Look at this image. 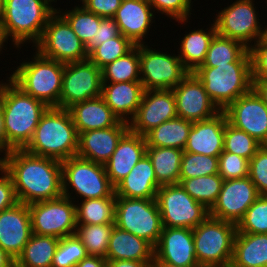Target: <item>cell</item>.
Returning <instances> with one entry per match:
<instances>
[{"label":"cell","mask_w":267,"mask_h":267,"mask_svg":"<svg viewBox=\"0 0 267 267\" xmlns=\"http://www.w3.org/2000/svg\"><path fill=\"white\" fill-rule=\"evenodd\" d=\"M4 155L0 166L10 175L18 202L30 205L63 196L61 161L24 149H13Z\"/></svg>","instance_id":"cell-1"},{"label":"cell","mask_w":267,"mask_h":267,"mask_svg":"<svg viewBox=\"0 0 267 267\" xmlns=\"http://www.w3.org/2000/svg\"><path fill=\"white\" fill-rule=\"evenodd\" d=\"M23 149L34 155L59 161L77 156L78 133L69 110L49 107Z\"/></svg>","instance_id":"cell-2"},{"label":"cell","mask_w":267,"mask_h":267,"mask_svg":"<svg viewBox=\"0 0 267 267\" xmlns=\"http://www.w3.org/2000/svg\"><path fill=\"white\" fill-rule=\"evenodd\" d=\"M3 86L2 110L6 133V152L23 149L31 140L42 115L49 108L45 103L23 92L10 79Z\"/></svg>","instance_id":"cell-3"},{"label":"cell","mask_w":267,"mask_h":267,"mask_svg":"<svg viewBox=\"0 0 267 267\" xmlns=\"http://www.w3.org/2000/svg\"><path fill=\"white\" fill-rule=\"evenodd\" d=\"M35 53L34 59L22 62L9 79L23 92L48 107L60 108L65 64L43 57L37 51Z\"/></svg>","instance_id":"cell-4"},{"label":"cell","mask_w":267,"mask_h":267,"mask_svg":"<svg viewBox=\"0 0 267 267\" xmlns=\"http://www.w3.org/2000/svg\"><path fill=\"white\" fill-rule=\"evenodd\" d=\"M193 73L202 82L210 100L220 111L225 110L253 87L251 62L198 67Z\"/></svg>","instance_id":"cell-5"},{"label":"cell","mask_w":267,"mask_h":267,"mask_svg":"<svg viewBox=\"0 0 267 267\" xmlns=\"http://www.w3.org/2000/svg\"><path fill=\"white\" fill-rule=\"evenodd\" d=\"M52 0H4L3 23L7 37L21 48L25 42L40 40L43 30L56 11Z\"/></svg>","instance_id":"cell-6"},{"label":"cell","mask_w":267,"mask_h":267,"mask_svg":"<svg viewBox=\"0 0 267 267\" xmlns=\"http://www.w3.org/2000/svg\"><path fill=\"white\" fill-rule=\"evenodd\" d=\"M236 232V224L210 215L193 228L198 264L201 267L230 266Z\"/></svg>","instance_id":"cell-7"},{"label":"cell","mask_w":267,"mask_h":267,"mask_svg":"<svg viewBox=\"0 0 267 267\" xmlns=\"http://www.w3.org/2000/svg\"><path fill=\"white\" fill-rule=\"evenodd\" d=\"M63 196L71 199L72 191L80 198L93 199L111 197L115 187L106 174L104 164L96 163L78 156L61 161Z\"/></svg>","instance_id":"cell-8"},{"label":"cell","mask_w":267,"mask_h":267,"mask_svg":"<svg viewBox=\"0 0 267 267\" xmlns=\"http://www.w3.org/2000/svg\"><path fill=\"white\" fill-rule=\"evenodd\" d=\"M115 226L155 247L163 229L156 199L116 197Z\"/></svg>","instance_id":"cell-9"},{"label":"cell","mask_w":267,"mask_h":267,"mask_svg":"<svg viewBox=\"0 0 267 267\" xmlns=\"http://www.w3.org/2000/svg\"><path fill=\"white\" fill-rule=\"evenodd\" d=\"M33 47L43 57L64 64L88 59L86 46L57 10L50 16L40 40Z\"/></svg>","instance_id":"cell-10"},{"label":"cell","mask_w":267,"mask_h":267,"mask_svg":"<svg viewBox=\"0 0 267 267\" xmlns=\"http://www.w3.org/2000/svg\"><path fill=\"white\" fill-rule=\"evenodd\" d=\"M156 201L163 227L193 229L209 216V210L193 199L180 184L161 185Z\"/></svg>","instance_id":"cell-11"},{"label":"cell","mask_w":267,"mask_h":267,"mask_svg":"<svg viewBox=\"0 0 267 267\" xmlns=\"http://www.w3.org/2000/svg\"><path fill=\"white\" fill-rule=\"evenodd\" d=\"M140 44V81L144 90L175 88L190 72L183 66L179 56L158 51Z\"/></svg>","instance_id":"cell-12"},{"label":"cell","mask_w":267,"mask_h":267,"mask_svg":"<svg viewBox=\"0 0 267 267\" xmlns=\"http://www.w3.org/2000/svg\"><path fill=\"white\" fill-rule=\"evenodd\" d=\"M73 199L75 198L61 196L28 205L32 233L59 239L74 235L77 224L76 205Z\"/></svg>","instance_id":"cell-13"},{"label":"cell","mask_w":267,"mask_h":267,"mask_svg":"<svg viewBox=\"0 0 267 267\" xmlns=\"http://www.w3.org/2000/svg\"><path fill=\"white\" fill-rule=\"evenodd\" d=\"M253 0H237L230 6L219 11L214 24L217 34L237 40L250 49L263 37L264 29L261 28ZM251 43V44H250Z\"/></svg>","instance_id":"cell-14"},{"label":"cell","mask_w":267,"mask_h":267,"mask_svg":"<svg viewBox=\"0 0 267 267\" xmlns=\"http://www.w3.org/2000/svg\"><path fill=\"white\" fill-rule=\"evenodd\" d=\"M102 72L89 59L66 63L63 72L60 108L101 96Z\"/></svg>","instance_id":"cell-15"},{"label":"cell","mask_w":267,"mask_h":267,"mask_svg":"<svg viewBox=\"0 0 267 267\" xmlns=\"http://www.w3.org/2000/svg\"><path fill=\"white\" fill-rule=\"evenodd\" d=\"M259 196L256 186L249 177L224 180L218 199L209 210V215L237 225Z\"/></svg>","instance_id":"cell-16"},{"label":"cell","mask_w":267,"mask_h":267,"mask_svg":"<svg viewBox=\"0 0 267 267\" xmlns=\"http://www.w3.org/2000/svg\"><path fill=\"white\" fill-rule=\"evenodd\" d=\"M178 117L172 89L144 90L136 114L129 119V130L145 136L165 121Z\"/></svg>","instance_id":"cell-17"},{"label":"cell","mask_w":267,"mask_h":267,"mask_svg":"<svg viewBox=\"0 0 267 267\" xmlns=\"http://www.w3.org/2000/svg\"><path fill=\"white\" fill-rule=\"evenodd\" d=\"M223 111L231 125L267 145V105L253 88Z\"/></svg>","instance_id":"cell-18"},{"label":"cell","mask_w":267,"mask_h":267,"mask_svg":"<svg viewBox=\"0 0 267 267\" xmlns=\"http://www.w3.org/2000/svg\"><path fill=\"white\" fill-rule=\"evenodd\" d=\"M177 115L191 122L207 120L220 112L210 100L204 85L190 72L175 88Z\"/></svg>","instance_id":"cell-19"},{"label":"cell","mask_w":267,"mask_h":267,"mask_svg":"<svg viewBox=\"0 0 267 267\" xmlns=\"http://www.w3.org/2000/svg\"><path fill=\"white\" fill-rule=\"evenodd\" d=\"M152 263H167L178 267H201L195 256L193 229L163 227L154 247Z\"/></svg>","instance_id":"cell-20"},{"label":"cell","mask_w":267,"mask_h":267,"mask_svg":"<svg viewBox=\"0 0 267 267\" xmlns=\"http://www.w3.org/2000/svg\"><path fill=\"white\" fill-rule=\"evenodd\" d=\"M29 206L17 202L0 212V247L15 260L32 235Z\"/></svg>","instance_id":"cell-21"},{"label":"cell","mask_w":267,"mask_h":267,"mask_svg":"<svg viewBox=\"0 0 267 267\" xmlns=\"http://www.w3.org/2000/svg\"><path fill=\"white\" fill-rule=\"evenodd\" d=\"M129 130V123L120 120L115 126L89 130L78 134L77 156L105 164L122 136Z\"/></svg>","instance_id":"cell-22"},{"label":"cell","mask_w":267,"mask_h":267,"mask_svg":"<svg viewBox=\"0 0 267 267\" xmlns=\"http://www.w3.org/2000/svg\"><path fill=\"white\" fill-rule=\"evenodd\" d=\"M227 121L226 113L220 111L210 119L193 122L183 151L219 157L223 152Z\"/></svg>","instance_id":"cell-23"},{"label":"cell","mask_w":267,"mask_h":267,"mask_svg":"<svg viewBox=\"0 0 267 267\" xmlns=\"http://www.w3.org/2000/svg\"><path fill=\"white\" fill-rule=\"evenodd\" d=\"M144 136L128 130L119 140L110 159L104 164L106 174L116 187L132 170L136 163L146 154Z\"/></svg>","instance_id":"cell-24"},{"label":"cell","mask_w":267,"mask_h":267,"mask_svg":"<svg viewBox=\"0 0 267 267\" xmlns=\"http://www.w3.org/2000/svg\"><path fill=\"white\" fill-rule=\"evenodd\" d=\"M152 9L147 0H123L113 19L121 34L134 45L144 44L143 39L154 19Z\"/></svg>","instance_id":"cell-25"},{"label":"cell","mask_w":267,"mask_h":267,"mask_svg":"<svg viewBox=\"0 0 267 267\" xmlns=\"http://www.w3.org/2000/svg\"><path fill=\"white\" fill-rule=\"evenodd\" d=\"M143 93L141 81L103 83L101 97L120 120L129 122L128 118L132 119L139 108Z\"/></svg>","instance_id":"cell-26"},{"label":"cell","mask_w":267,"mask_h":267,"mask_svg":"<svg viewBox=\"0 0 267 267\" xmlns=\"http://www.w3.org/2000/svg\"><path fill=\"white\" fill-rule=\"evenodd\" d=\"M160 187L151 160L145 154L115 187V194L116 197L156 199Z\"/></svg>","instance_id":"cell-27"},{"label":"cell","mask_w":267,"mask_h":267,"mask_svg":"<svg viewBox=\"0 0 267 267\" xmlns=\"http://www.w3.org/2000/svg\"><path fill=\"white\" fill-rule=\"evenodd\" d=\"M77 133L115 126L120 119L100 96L73 104L68 108Z\"/></svg>","instance_id":"cell-28"},{"label":"cell","mask_w":267,"mask_h":267,"mask_svg":"<svg viewBox=\"0 0 267 267\" xmlns=\"http://www.w3.org/2000/svg\"><path fill=\"white\" fill-rule=\"evenodd\" d=\"M106 260L153 261L154 247L146 240L114 225Z\"/></svg>","instance_id":"cell-29"},{"label":"cell","mask_w":267,"mask_h":267,"mask_svg":"<svg viewBox=\"0 0 267 267\" xmlns=\"http://www.w3.org/2000/svg\"><path fill=\"white\" fill-rule=\"evenodd\" d=\"M231 267H267V234L236 233Z\"/></svg>","instance_id":"cell-30"},{"label":"cell","mask_w":267,"mask_h":267,"mask_svg":"<svg viewBox=\"0 0 267 267\" xmlns=\"http://www.w3.org/2000/svg\"><path fill=\"white\" fill-rule=\"evenodd\" d=\"M183 150L169 147H146L157 182L160 185L179 184Z\"/></svg>","instance_id":"cell-31"},{"label":"cell","mask_w":267,"mask_h":267,"mask_svg":"<svg viewBox=\"0 0 267 267\" xmlns=\"http://www.w3.org/2000/svg\"><path fill=\"white\" fill-rule=\"evenodd\" d=\"M216 33V27L213 23L208 32L201 28L184 35L178 56L189 72H194L203 64L211 40Z\"/></svg>","instance_id":"cell-32"},{"label":"cell","mask_w":267,"mask_h":267,"mask_svg":"<svg viewBox=\"0 0 267 267\" xmlns=\"http://www.w3.org/2000/svg\"><path fill=\"white\" fill-rule=\"evenodd\" d=\"M192 124L180 117L165 121L144 136L146 145L184 150Z\"/></svg>","instance_id":"cell-33"},{"label":"cell","mask_w":267,"mask_h":267,"mask_svg":"<svg viewBox=\"0 0 267 267\" xmlns=\"http://www.w3.org/2000/svg\"><path fill=\"white\" fill-rule=\"evenodd\" d=\"M232 62H251L249 49L237 40L215 34L199 67H217Z\"/></svg>","instance_id":"cell-34"},{"label":"cell","mask_w":267,"mask_h":267,"mask_svg":"<svg viewBox=\"0 0 267 267\" xmlns=\"http://www.w3.org/2000/svg\"><path fill=\"white\" fill-rule=\"evenodd\" d=\"M59 240L53 236L32 234L15 260V267H51Z\"/></svg>","instance_id":"cell-35"},{"label":"cell","mask_w":267,"mask_h":267,"mask_svg":"<svg viewBox=\"0 0 267 267\" xmlns=\"http://www.w3.org/2000/svg\"><path fill=\"white\" fill-rule=\"evenodd\" d=\"M80 204L76 205L77 225L115 223L116 194L111 197L82 200Z\"/></svg>","instance_id":"cell-36"},{"label":"cell","mask_w":267,"mask_h":267,"mask_svg":"<svg viewBox=\"0 0 267 267\" xmlns=\"http://www.w3.org/2000/svg\"><path fill=\"white\" fill-rule=\"evenodd\" d=\"M103 83L140 81V60L138 45L124 56L101 69Z\"/></svg>","instance_id":"cell-37"},{"label":"cell","mask_w":267,"mask_h":267,"mask_svg":"<svg viewBox=\"0 0 267 267\" xmlns=\"http://www.w3.org/2000/svg\"><path fill=\"white\" fill-rule=\"evenodd\" d=\"M223 181V178L217 173L183 179L179 184L193 199L210 210L218 199Z\"/></svg>","instance_id":"cell-38"},{"label":"cell","mask_w":267,"mask_h":267,"mask_svg":"<svg viewBox=\"0 0 267 267\" xmlns=\"http://www.w3.org/2000/svg\"><path fill=\"white\" fill-rule=\"evenodd\" d=\"M114 225L115 223L77 225L75 234L89 255L106 258Z\"/></svg>","instance_id":"cell-39"},{"label":"cell","mask_w":267,"mask_h":267,"mask_svg":"<svg viewBox=\"0 0 267 267\" xmlns=\"http://www.w3.org/2000/svg\"><path fill=\"white\" fill-rule=\"evenodd\" d=\"M67 20L74 33L87 46L92 38L96 37L97 27L100 26L102 17L88 11L84 6H76L72 10L63 13L56 9ZM62 12V13H61Z\"/></svg>","instance_id":"cell-40"},{"label":"cell","mask_w":267,"mask_h":267,"mask_svg":"<svg viewBox=\"0 0 267 267\" xmlns=\"http://www.w3.org/2000/svg\"><path fill=\"white\" fill-rule=\"evenodd\" d=\"M262 144L249 134L240 130L228 121L225 125L223 151L237 154L250 160Z\"/></svg>","instance_id":"cell-41"},{"label":"cell","mask_w":267,"mask_h":267,"mask_svg":"<svg viewBox=\"0 0 267 267\" xmlns=\"http://www.w3.org/2000/svg\"><path fill=\"white\" fill-rule=\"evenodd\" d=\"M135 45L122 34L112 38L94 47L88 53V59L93 62L99 69H102L107 64L112 63L116 59L124 56Z\"/></svg>","instance_id":"cell-42"},{"label":"cell","mask_w":267,"mask_h":267,"mask_svg":"<svg viewBox=\"0 0 267 267\" xmlns=\"http://www.w3.org/2000/svg\"><path fill=\"white\" fill-rule=\"evenodd\" d=\"M217 173L218 157L183 152L179 183L183 179L208 176Z\"/></svg>","instance_id":"cell-43"},{"label":"cell","mask_w":267,"mask_h":267,"mask_svg":"<svg viewBox=\"0 0 267 267\" xmlns=\"http://www.w3.org/2000/svg\"><path fill=\"white\" fill-rule=\"evenodd\" d=\"M236 233L267 234V195H260L236 225Z\"/></svg>","instance_id":"cell-44"},{"label":"cell","mask_w":267,"mask_h":267,"mask_svg":"<svg viewBox=\"0 0 267 267\" xmlns=\"http://www.w3.org/2000/svg\"><path fill=\"white\" fill-rule=\"evenodd\" d=\"M89 254L80 239L74 235L60 238L51 267H74Z\"/></svg>","instance_id":"cell-45"},{"label":"cell","mask_w":267,"mask_h":267,"mask_svg":"<svg viewBox=\"0 0 267 267\" xmlns=\"http://www.w3.org/2000/svg\"><path fill=\"white\" fill-rule=\"evenodd\" d=\"M218 174L223 180L248 177L249 160L223 151L218 157Z\"/></svg>","instance_id":"cell-46"},{"label":"cell","mask_w":267,"mask_h":267,"mask_svg":"<svg viewBox=\"0 0 267 267\" xmlns=\"http://www.w3.org/2000/svg\"><path fill=\"white\" fill-rule=\"evenodd\" d=\"M260 195H267V145H262L249 160V174Z\"/></svg>","instance_id":"cell-47"},{"label":"cell","mask_w":267,"mask_h":267,"mask_svg":"<svg viewBox=\"0 0 267 267\" xmlns=\"http://www.w3.org/2000/svg\"><path fill=\"white\" fill-rule=\"evenodd\" d=\"M152 8L160 11L161 14L169 16V18H173L178 23L187 22L190 17L189 14H192L191 2L192 0H147Z\"/></svg>","instance_id":"cell-48"},{"label":"cell","mask_w":267,"mask_h":267,"mask_svg":"<svg viewBox=\"0 0 267 267\" xmlns=\"http://www.w3.org/2000/svg\"><path fill=\"white\" fill-rule=\"evenodd\" d=\"M252 79H267V41L262 37L249 49Z\"/></svg>","instance_id":"cell-49"},{"label":"cell","mask_w":267,"mask_h":267,"mask_svg":"<svg viewBox=\"0 0 267 267\" xmlns=\"http://www.w3.org/2000/svg\"><path fill=\"white\" fill-rule=\"evenodd\" d=\"M121 35L119 26L113 18H102L100 26L97 27L96 37L86 46L89 53L94 47Z\"/></svg>","instance_id":"cell-50"},{"label":"cell","mask_w":267,"mask_h":267,"mask_svg":"<svg viewBox=\"0 0 267 267\" xmlns=\"http://www.w3.org/2000/svg\"><path fill=\"white\" fill-rule=\"evenodd\" d=\"M88 11L102 18H113L123 0H80Z\"/></svg>","instance_id":"cell-51"},{"label":"cell","mask_w":267,"mask_h":267,"mask_svg":"<svg viewBox=\"0 0 267 267\" xmlns=\"http://www.w3.org/2000/svg\"><path fill=\"white\" fill-rule=\"evenodd\" d=\"M0 212L13 207L17 202L14 185L10 175L0 166Z\"/></svg>","instance_id":"cell-52"},{"label":"cell","mask_w":267,"mask_h":267,"mask_svg":"<svg viewBox=\"0 0 267 267\" xmlns=\"http://www.w3.org/2000/svg\"><path fill=\"white\" fill-rule=\"evenodd\" d=\"M153 261L107 260L106 267H151Z\"/></svg>","instance_id":"cell-53"},{"label":"cell","mask_w":267,"mask_h":267,"mask_svg":"<svg viewBox=\"0 0 267 267\" xmlns=\"http://www.w3.org/2000/svg\"><path fill=\"white\" fill-rule=\"evenodd\" d=\"M106 258L88 255L78 262L74 267H106Z\"/></svg>","instance_id":"cell-54"},{"label":"cell","mask_w":267,"mask_h":267,"mask_svg":"<svg viewBox=\"0 0 267 267\" xmlns=\"http://www.w3.org/2000/svg\"><path fill=\"white\" fill-rule=\"evenodd\" d=\"M253 89L267 105V79H252Z\"/></svg>","instance_id":"cell-55"},{"label":"cell","mask_w":267,"mask_h":267,"mask_svg":"<svg viewBox=\"0 0 267 267\" xmlns=\"http://www.w3.org/2000/svg\"><path fill=\"white\" fill-rule=\"evenodd\" d=\"M0 152L6 153V133L2 107H0Z\"/></svg>","instance_id":"cell-56"},{"label":"cell","mask_w":267,"mask_h":267,"mask_svg":"<svg viewBox=\"0 0 267 267\" xmlns=\"http://www.w3.org/2000/svg\"><path fill=\"white\" fill-rule=\"evenodd\" d=\"M0 267H15V259L0 247Z\"/></svg>","instance_id":"cell-57"},{"label":"cell","mask_w":267,"mask_h":267,"mask_svg":"<svg viewBox=\"0 0 267 267\" xmlns=\"http://www.w3.org/2000/svg\"><path fill=\"white\" fill-rule=\"evenodd\" d=\"M7 39H10L7 37L5 29H4V23L2 17H0V52L2 50V47L5 46L3 45L4 42L7 41Z\"/></svg>","instance_id":"cell-58"},{"label":"cell","mask_w":267,"mask_h":267,"mask_svg":"<svg viewBox=\"0 0 267 267\" xmlns=\"http://www.w3.org/2000/svg\"><path fill=\"white\" fill-rule=\"evenodd\" d=\"M151 267H178V266L167 263H152Z\"/></svg>","instance_id":"cell-59"},{"label":"cell","mask_w":267,"mask_h":267,"mask_svg":"<svg viewBox=\"0 0 267 267\" xmlns=\"http://www.w3.org/2000/svg\"><path fill=\"white\" fill-rule=\"evenodd\" d=\"M4 13V0H0V17H3Z\"/></svg>","instance_id":"cell-60"},{"label":"cell","mask_w":267,"mask_h":267,"mask_svg":"<svg viewBox=\"0 0 267 267\" xmlns=\"http://www.w3.org/2000/svg\"><path fill=\"white\" fill-rule=\"evenodd\" d=\"M5 83H0V97H3V86Z\"/></svg>","instance_id":"cell-61"},{"label":"cell","mask_w":267,"mask_h":267,"mask_svg":"<svg viewBox=\"0 0 267 267\" xmlns=\"http://www.w3.org/2000/svg\"><path fill=\"white\" fill-rule=\"evenodd\" d=\"M263 38L267 41V28L264 27Z\"/></svg>","instance_id":"cell-62"},{"label":"cell","mask_w":267,"mask_h":267,"mask_svg":"<svg viewBox=\"0 0 267 267\" xmlns=\"http://www.w3.org/2000/svg\"><path fill=\"white\" fill-rule=\"evenodd\" d=\"M2 106V97H0V107Z\"/></svg>","instance_id":"cell-63"}]
</instances>
